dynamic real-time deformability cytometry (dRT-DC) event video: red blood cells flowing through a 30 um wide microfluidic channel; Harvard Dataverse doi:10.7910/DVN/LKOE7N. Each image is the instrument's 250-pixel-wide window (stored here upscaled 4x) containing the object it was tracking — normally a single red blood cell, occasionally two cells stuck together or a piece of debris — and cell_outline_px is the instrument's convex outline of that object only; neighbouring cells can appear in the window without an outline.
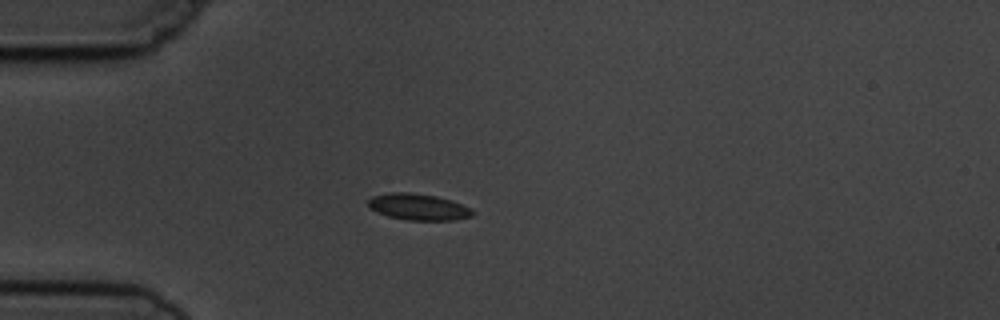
{"species": "common noctule bat (a hibernating species)", "species_latin": "Nyctalus noctula", "temperature_condition": "cold", "stored_images_in_passage": 5, "camera_frame_rate_fps": 3000, "um_per_image_px": 0.085, "animal": {"sex": "male", "body_mass_g": 19.5, "forearm_length_mm": 54.6}, "frame": {"image": 1, "passage_image": 4, "time_ms": 4.333, "image_size_px": [1000, 320], "cell_outline_px": [[476, 212], [472, 216], [456, 220], [404, 220], [388, 216], [376, 212], [368, 208], [368, 200], [372, 196], [388, 192], [412, 192], [436, 196], [472, 208]], "centroid_in_image_um": [35.53, 17.59], "position_along_channel_um": 49.5, "area_um2": 16.24}}